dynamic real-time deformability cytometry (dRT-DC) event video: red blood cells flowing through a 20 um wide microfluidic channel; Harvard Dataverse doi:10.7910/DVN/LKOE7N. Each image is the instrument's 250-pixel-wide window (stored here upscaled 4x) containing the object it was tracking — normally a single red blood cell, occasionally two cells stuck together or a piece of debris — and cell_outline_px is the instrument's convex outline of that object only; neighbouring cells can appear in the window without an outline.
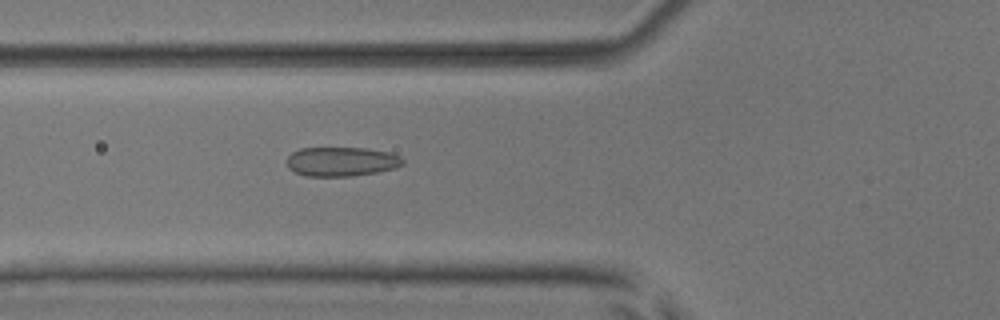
{"species": "common noctule bat (a hibernating species)", "species_latin": "Nyctalus noctula", "temperature_condition": "room temperature", "stored_images_in_passage": 42, "camera_frame_rate_fps": 3000, "um_per_image_px": 0.085, "animal": {"sex": "male", "body_mass_g": 17.9, "forearm_length_mm": 54.2}, "frame": {"image": 1, "passage_image": 9, "time_ms": 2.667, "image_size_px": [1000, 320], "cell_outline_px": [[404, 164], [392, 168], [376, 172], [352, 176], [304, 176], [288, 168], [288, 156], [292, 152], [300, 148], [364, 148], [388, 152], [400, 156], [404, 160]], "centroid_in_image_um": [29.01, 13.73], "position_along_channel_um": 96.8, "area_um2": 19.65}}
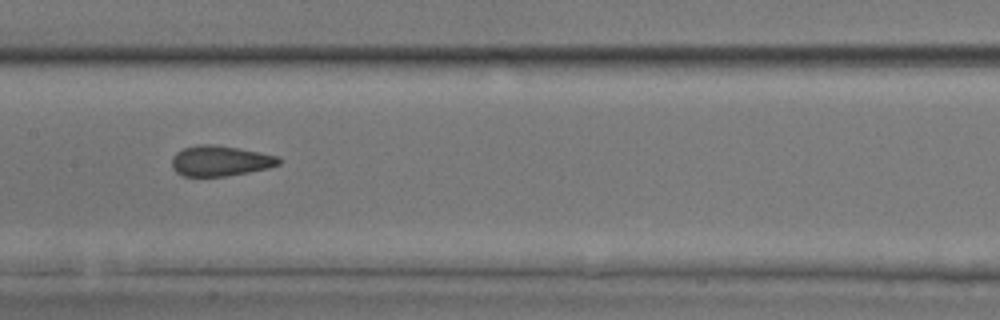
{"frame": {"image": 2, "passage_image": 16, "time_ms": 5.0, "image_size_px": [1000, 320], "cell_outline_px": [[284, 160], [280, 164], [268, 168], [248, 172], [224, 176], [184, 176], [176, 172], [172, 168], [172, 156], [176, 152], [184, 148], [200, 144], [212, 144], [260, 152], [276, 156]], "centroid_in_image_um": [18.71, 13.67], "position_along_channel_um": 188.7, "area_um2": 18.9}}
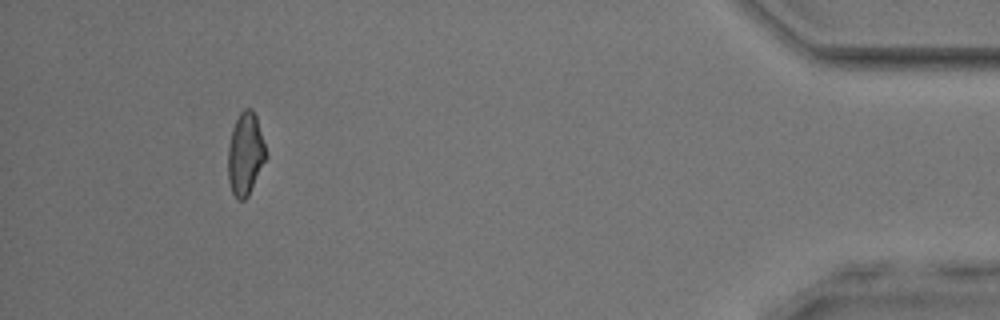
{"frame": {"image": 3, "passage_image": 38, "time_ms": 12.333, "image_size_px": [1000, 320], "cell_outline_px": [[268, 156], [248, 196], [244, 200], [240, 200], [232, 192], [228, 180], [228, 148], [232, 128], [240, 112], [244, 108], [252, 108], [256, 116]], "centroid_in_image_um": [20.86, 13.07], "position_along_channel_um": 414.3, "area_um2": 18.26}, "authors_computed_cell_mechanics": {"area_um2": 18.8717, "velocity_mm_per_s": 3.9314, "shape_relaxation_time_tau1_ms": null, "shape_relaxation_time_tau2_ms": 1.5101, "deformation_change_tau1": null, "deformation_change_tau2": 0.0731}}